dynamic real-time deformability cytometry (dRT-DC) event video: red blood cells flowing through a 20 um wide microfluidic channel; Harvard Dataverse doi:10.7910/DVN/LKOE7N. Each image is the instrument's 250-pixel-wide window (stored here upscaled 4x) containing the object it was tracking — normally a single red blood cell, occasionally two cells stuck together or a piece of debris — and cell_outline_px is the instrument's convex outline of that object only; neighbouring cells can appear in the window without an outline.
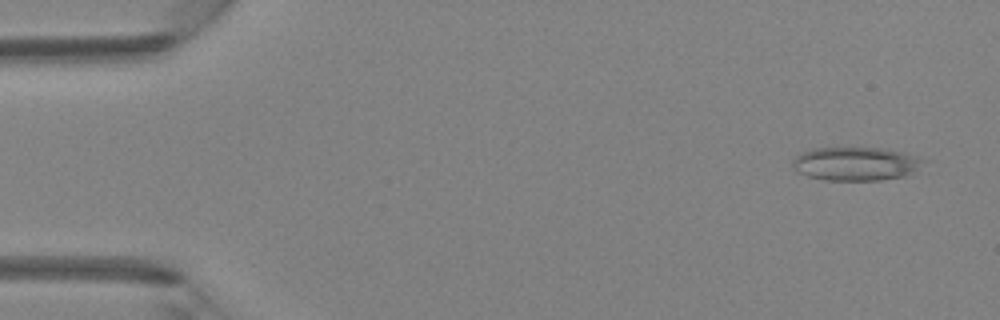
{"species": "Egyptian fruit bat (a non-hibernating species)", "species_latin": "Rousettus aegyptiacus", "temperature_condition": "room temperature", "stored_images_in_passage": 4, "camera_frame_rate_fps": 3000, "um_per_image_px": 0.085, "animal": {"sex": "female"}, "frame": {"image": 1, "passage_image": 1, "time_ms": 0.0, "image_size_px": [1000, 320], "cell_outline_px": [[932, 160], [908, 176], [880, 180], [824, 180], [808, 176], [792, 168], [792, 160], [796, 156], [812, 148], [880, 148], [904, 152], [920, 156]], "centroid_in_image_um": [72.86, 13.92], "position_along_channel_um": 12.1, "area_um2": 26.07}}